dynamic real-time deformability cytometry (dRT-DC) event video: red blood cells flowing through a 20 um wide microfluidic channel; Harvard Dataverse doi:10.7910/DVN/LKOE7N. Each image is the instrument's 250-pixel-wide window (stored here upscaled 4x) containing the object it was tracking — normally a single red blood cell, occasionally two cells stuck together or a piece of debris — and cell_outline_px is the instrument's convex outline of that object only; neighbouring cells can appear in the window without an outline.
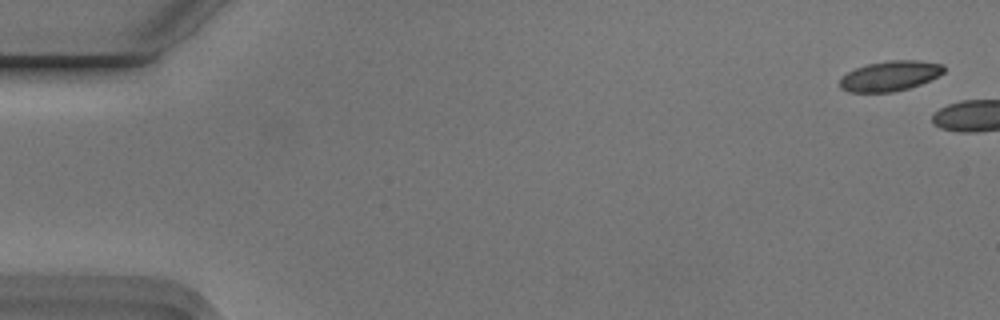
{"species": "Egyptian fruit bat (a non-hibernating species)", "species_latin": "Rousettus aegyptiacus", "temperature_condition": "cold", "stored_images_in_passage": 3, "camera_frame_rate_fps": 3000, "um_per_image_px": 0.085, "animal": {"sex": "male"}, "frame": {"image": 1, "passage_image": 1, "time_ms": 0.0, "image_size_px": [1000, 320], "cell_outline_px": [[944, 72], [920, 84], [908, 88], [892, 92], [848, 92], [840, 88], [840, 80], [848, 72], [856, 68], [868, 64], [888, 60], [916, 60], [944, 64]], "centroid_in_image_um": [75.64, 6.45], "position_along_channel_um": 9.4, "area_um2": 18.03}}